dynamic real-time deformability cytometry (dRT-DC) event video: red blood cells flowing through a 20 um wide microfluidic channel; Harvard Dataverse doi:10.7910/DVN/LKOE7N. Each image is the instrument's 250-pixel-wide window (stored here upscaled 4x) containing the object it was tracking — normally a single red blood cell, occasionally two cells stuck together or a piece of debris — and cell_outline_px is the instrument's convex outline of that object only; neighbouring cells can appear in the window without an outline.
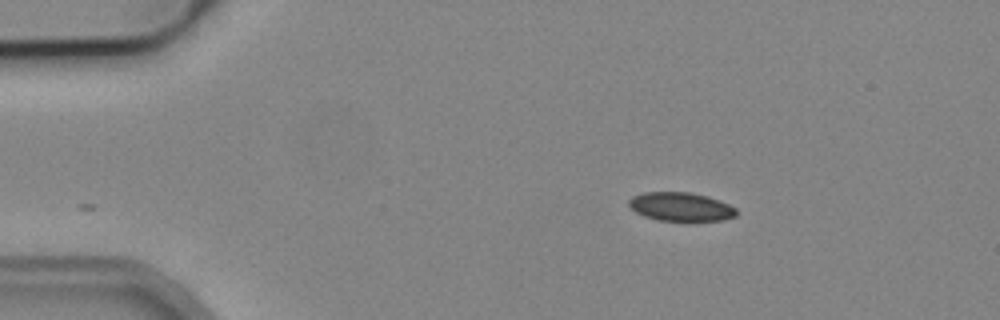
{"species": "common noctule bat (a hibernating species)", "species_latin": "Nyctalus noctula", "temperature_condition": "cold", "stored_images_in_passage": 3, "camera_frame_rate_fps": 3000, "um_per_image_px": 0.085, "animal": {"sex": "male", "body_mass_g": 19.2, "forearm_length_mm": 51.8}, "frame": {"image": 1, "passage_image": 3, "time_ms": 2.333, "image_size_px": [1000, 320], "cell_outline_px": [[736, 216], [724, 220], [692, 224], [660, 220], [644, 216], [636, 212], [628, 204], [628, 200], [632, 196], [644, 192], [692, 192], [708, 196], [720, 200], [736, 208]], "centroid_in_image_um": [57.92, 17.62], "position_along_channel_um": 27.1, "area_um2": 18.84}}